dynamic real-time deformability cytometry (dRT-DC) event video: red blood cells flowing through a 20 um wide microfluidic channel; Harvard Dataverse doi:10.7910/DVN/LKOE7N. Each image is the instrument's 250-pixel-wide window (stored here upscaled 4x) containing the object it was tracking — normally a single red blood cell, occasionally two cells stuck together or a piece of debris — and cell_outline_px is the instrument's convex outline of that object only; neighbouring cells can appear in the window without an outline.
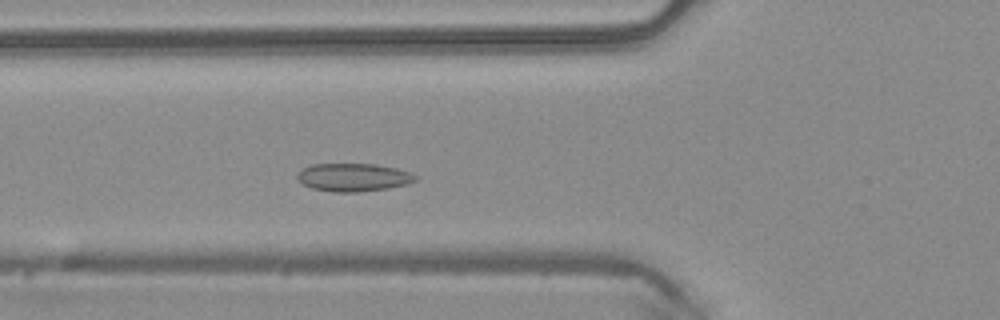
{"species": "common noctule bat (a hibernating species)", "species_latin": "Nyctalus noctula", "temperature_condition": "warm", "stored_images_in_passage": 44, "camera_frame_rate_fps": 3000, "um_per_image_px": 0.085, "animal": {"sex": "male", "body_mass_g": 20.4}, "frame": {"image": 1, "passage_image": 13, "time_ms": 4.0, "image_size_px": [1000, 320], "cell_outline_px": [[420, 180], [408, 184], [388, 188], [356, 192], [332, 192], [312, 188], [296, 180], [296, 176], [300, 168], [312, 164], [376, 164], [396, 168], [412, 172]], "centroid_in_image_um": [30.04, 15.07], "position_along_channel_um": 95.8, "area_um2": 19.59}}
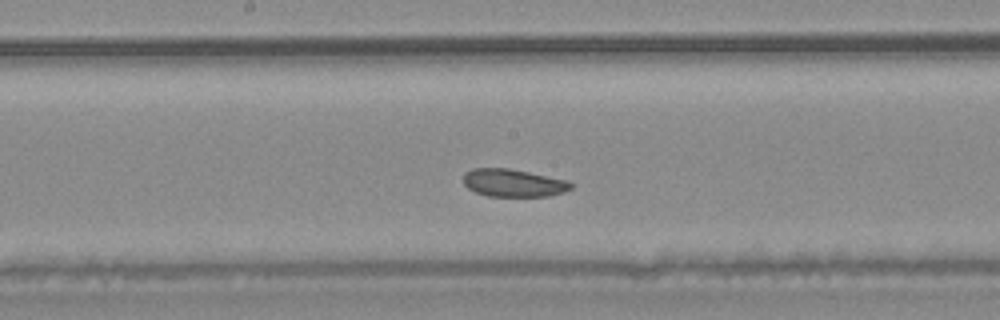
{"frame": {"image": 2, "passage_image": 21, "time_ms": 6.667, "image_size_px": [1000, 320], "cell_outline_px": [[576, 184], [572, 188], [564, 192], [548, 196], [488, 196], [476, 192], [468, 188], [464, 184], [464, 172], [472, 168], [508, 168], [568, 180]], "centroid_in_image_um": [43.66, 15.54], "position_along_channel_um": 204.5, "area_um2": 17.46}}
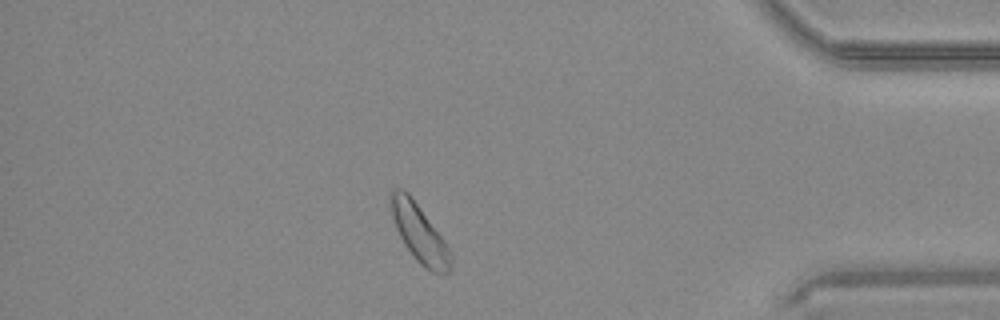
{"frame": {"image": 3, "passage_image": 38, "time_ms": 12.333, "image_size_px": [1000, 320], "cell_outline_px": [[452, 268], [448, 272], [432, 272], [424, 268], [416, 260], [404, 244], [396, 228], [392, 216], [392, 192], [396, 188], [404, 188], [408, 192], [444, 240], [452, 256]], "centroid_in_image_um": [35.67, 19.86], "position_along_channel_um": 399.5, "area_um2": 19.65}}